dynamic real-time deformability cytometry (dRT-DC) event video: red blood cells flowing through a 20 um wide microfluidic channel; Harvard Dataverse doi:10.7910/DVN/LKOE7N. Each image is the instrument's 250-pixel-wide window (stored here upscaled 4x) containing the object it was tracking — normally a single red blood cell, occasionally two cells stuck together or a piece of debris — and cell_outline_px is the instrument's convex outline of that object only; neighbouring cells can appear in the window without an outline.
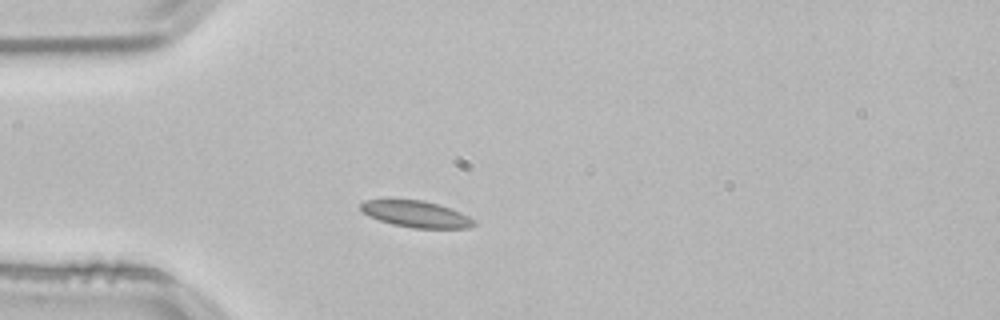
{"species": "common noctule bat (a hibernating species)", "species_latin": "Nyctalus noctula", "temperature_condition": "room temperature", "stored_images_in_passage": 23, "camera_frame_rate_fps": 3000, "um_per_image_px": 0.085, "animal": {"sex": "male", "body_mass_g": 21.5, "forearm_length_mm": 52.0}, "frame": {"image": 1, "passage_image": 1, "time_ms": 0.0, "image_size_px": [1000, 320], "cell_outline_px": [[476, 224], [472, 228], [412, 228], [392, 224], [368, 216], [360, 208], [360, 204], [364, 200], [424, 200], [460, 212], [476, 220]], "centroid_in_image_um": [35.39, 18.21], "position_along_channel_um": 49.6, "area_um2": 17.34}}
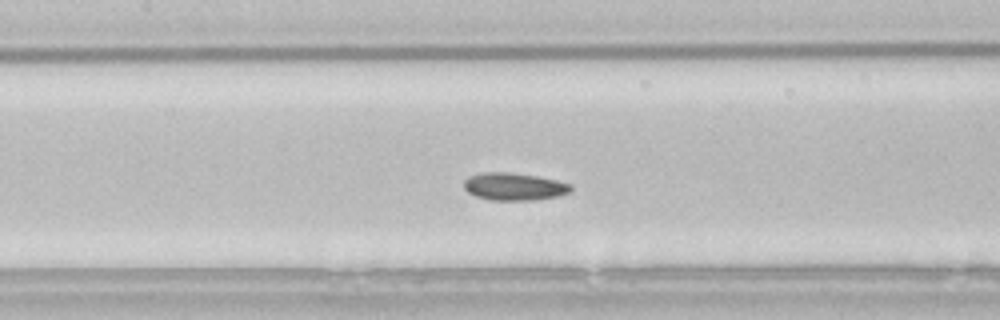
{"frame": {"image": 2, "passage_image": 11, "time_ms": 3.333, "image_size_px": [1000, 320], "cell_outline_px": [[572, 192], [560, 196], [536, 200], [492, 200], [476, 196], [468, 192], [464, 188], [464, 180], [468, 176], [484, 172], [508, 172], [536, 176], [556, 180], [572, 184]], "centroid_in_image_um": [43.73, 15.86], "position_along_channel_um": 163.7, "area_um2": 17.28}}
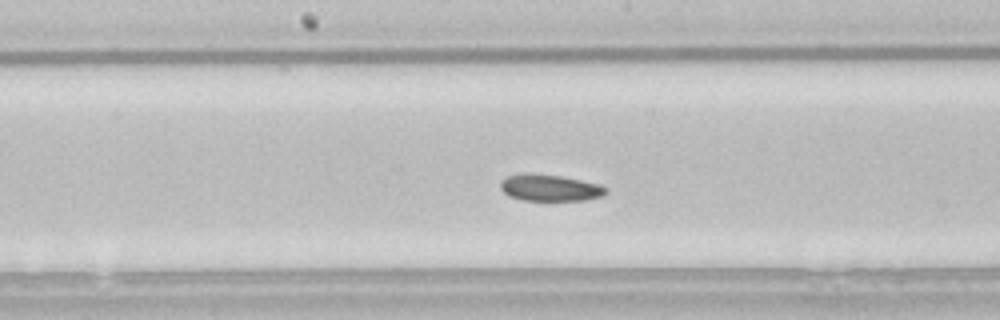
{"frame": {"image": 3, "passage_image": 14, "time_ms": 4.333, "image_size_px": [1000, 320], "cell_outline_px": [[608, 192], [604, 196], [584, 200], [524, 200], [508, 196], [500, 188], [500, 180], [508, 176], [524, 172], [532, 172], [560, 176], [600, 184], [608, 188]], "centroid_in_image_um": [46.74, 15.95], "position_along_channel_um": 201.5, "area_um2": 16.59}}